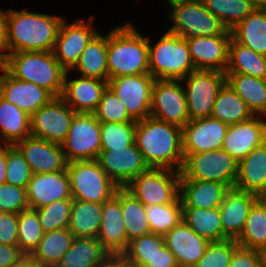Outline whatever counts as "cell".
Wrapping results in <instances>:
<instances>
[{
    "label": "cell",
    "instance_id": "6da1fadb",
    "mask_svg": "<svg viewBox=\"0 0 266 267\" xmlns=\"http://www.w3.org/2000/svg\"><path fill=\"white\" fill-rule=\"evenodd\" d=\"M2 58L8 53L54 50L64 17L49 14L7 10ZM10 51V52H9Z\"/></svg>",
    "mask_w": 266,
    "mask_h": 267
},
{
    "label": "cell",
    "instance_id": "7a4b0ae2",
    "mask_svg": "<svg viewBox=\"0 0 266 267\" xmlns=\"http://www.w3.org/2000/svg\"><path fill=\"white\" fill-rule=\"evenodd\" d=\"M135 144L149 168L181 172L184 154L180 127L146 117L136 121Z\"/></svg>",
    "mask_w": 266,
    "mask_h": 267
},
{
    "label": "cell",
    "instance_id": "3957f363",
    "mask_svg": "<svg viewBox=\"0 0 266 267\" xmlns=\"http://www.w3.org/2000/svg\"><path fill=\"white\" fill-rule=\"evenodd\" d=\"M109 80L149 72V37H143L130 23L107 33Z\"/></svg>",
    "mask_w": 266,
    "mask_h": 267
},
{
    "label": "cell",
    "instance_id": "277c9868",
    "mask_svg": "<svg viewBox=\"0 0 266 267\" xmlns=\"http://www.w3.org/2000/svg\"><path fill=\"white\" fill-rule=\"evenodd\" d=\"M3 67L16 79L35 83L61 97L66 70L55 59L53 51H27L8 53L3 58Z\"/></svg>",
    "mask_w": 266,
    "mask_h": 267
},
{
    "label": "cell",
    "instance_id": "5b68a950",
    "mask_svg": "<svg viewBox=\"0 0 266 267\" xmlns=\"http://www.w3.org/2000/svg\"><path fill=\"white\" fill-rule=\"evenodd\" d=\"M150 43L149 38V72L155 79L181 81L196 70L185 38L166 32Z\"/></svg>",
    "mask_w": 266,
    "mask_h": 267
},
{
    "label": "cell",
    "instance_id": "8992f818",
    "mask_svg": "<svg viewBox=\"0 0 266 267\" xmlns=\"http://www.w3.org/2000/svg\"><path fill=\"white\" fill-rule=\"evenodd\" d=\"M66 170L73 199L103 203L110 200L119 188L97 160L67 162Z\"/></svg>",
    "mask_w": 266,
    "mask_h": 267
},
{
    "label": "cell",
    "instance_id": "52a82bcc",
    "mask_svg": "<svg viewBox=\"0 0 266 267\" xmlns=\"http://www.w3.org/2000/svg\"><path fill=\"white\" fill-rule=\"evenodd\" d=\"M238 161L221 149L196 154H184L180 180H202L235 185Z\"/></svg>",
    "mask_w": 266,
    "mask_h": 267
},
{
    "label": "cell",
    "instance_id": "ba28073f",
    "mask_svg": "<svg viewBox=\"0 0 266 267\" xmlns=\"http://www.w3.org/2000/svg\"><path fill=\"white\" fill-rule=\"evenodd\" d=\"M170 19L174 25L167 31L182 38L225 35L229 30L213 15L202 0L171 6Z\"/></svg>",
    "mask_w": 266,
    "mask_h": 267
},
{
    "label": "cell",
    "instance_id": "9c48e42d",
    "mask_svg": "<svg viewBox=\"0 0 266 267\" xmlns=\"http://www.w3.org/2000/svg\"><path fill=\"white\" fill-rule=\"evenodd\" d=\"M181 172L149 168L132 179L124 188L145 206L173 203L180 193Z\"/></svg>",
    "mask_w": 266,
    "mask_h": 267
},
{
    "label": "cell",
    "instance_id": "30bf717a",
    "mask_svg": "<svg viewBox=\"0 0 266 267\" xmlns=\"http://www.w3.org/2000/svg\"><path fill=\"white\" fill-rule=\"evenodd\" d=\"M61 147L67 162L97 160L101 151L100 121L93 113H76Z\"/></svg>",
    "mask_w": 266,
    "mask_h": 267
},
{
    "label": "cell",
    "instance_id": "8fae6325",
    "mask_svg": "<svg viewBox=\"0 0 266 267\" xmlns=\"http://www.w3.org/2000/svg\"><path fill=\"white\" fill-rule=\"evenodd\" d=\"M184 87L190 120L210 117L219 90L226 83L225 73L216 70H194L181 82Z\"/></svg>",
    "mask_w": 266,
    "mask_h": 267
},
{
    "label": "cell",
    "instance_id": "7c38bea8",
    "mask_svg": "<svg viewBox=\"0 0 266 267\" xmlns=\"http://www.w3.org/2000/svg\"><path fill=\"white\" fill-rule=\"evenodd\" d=\"M180 83V80H155L150 116L182 129L190 117L185 91Z\"/></svg>",
    "mask_w": 266,
    "mask_h": 267
},
{
    "label": "cell",
    "instance_id": "4fadbf2b",
    "mask_svg": "<svg viewBox=\"0 0 266 267\" xmlns=\"http://www.w3.org/2000/svg\"><path fill=\"white\" fill-rule=\"evenodd\" d=\"M155 80L150 73L119 76L110 79L108 87L123 101L129 116L140 121L150 116Z\"/></svg>",
    "mask_w": 266,
    "mask_h": 267
},
{
    "label": "cell",
    "instance_id": "5bb4252c",
    "mask_svg": "<svg viewBox=\"0 0 266 267\" xmlns=\"http://www.w3.org/2000/svg\"><path fill=\"white\" fill-rule=\"evenodd\" d=\"M75 114L61 97H54L31 115V136L61 144L69 133Z\"/></svg>",
    "mask_w": 266,
    "mask_h": 267
},
{
    "label": "cell",
    "instance_id": "9a60e30c",
    "mask_svg": "<svg viewBox=\"0 0 266 267\" xmlns=\"http://www.w3.org/2000/svg\"><path fill=\"white\" fill-rule=\"evenodd\" d=\"M93 18L90 22L77 20L68 24L64 19L61 23L53 53L66 71L74 69L87 44L98 33L91 25Z\"/></svg>",
    "mask_w": 266,
    "mask_h": 267
},
{
    "label": "cell",
    "instance_id": "2e32d148",
    "mask_svg": "<svg viewBox=\"0 0 266 267\" xmlns=\"http://www.w3.org/2000/svg\"><path fill=\"white\" fill-rule=\"evenodd\" d=\"M97 161L119 187H125L132 179L149 169L135 143L127 148L101 150Z\"/></svg>",
    "mask_w": 266,
    "mask_h": 267
},
{
    "label": "cell",
    "instance_id": "e0dca14e",
    "mask_svg": "<svg viewBox=\"0 0 266 267\" xmlns=\"http://www.w3.org/2000/svg\"><path fill=\"white\" fill-rule=\"evenodd\" d=\"M229 125L206 117L190 120L181 129L183 154H196L221 149Z\"/></svg>",
    "mask_w": 266,
    "mask_h": 267
},
{
    "label": "cell",
    "instance_id": "ac0fdd59",
    "mask_svg": "<svg viewBox=\"0 0 266 267\" xmlns=\"http://www.w3.org/2000/svg\"><path fill=\"white\" fill-rule=\"evenodd\" d=\"M0 96L30 116L48 104L54 96L35 83L13 77L4 67L0 70Z\"/></svg>",
    "mask_w": 266,
    "mask_h": 267
},
{
    "label": "cell",
    "instance_id": "d6986e66",
    "mask_svg": "<svg viewBox=\"0 0 266 267\" xmlns=\"http://www.w3.org/2000/svg\"><path fill=\"white\" fill-rule=\"evenodd\" d=\"M231 38L229 30L225 35L186 39L195 69L225 73Z\"/></svg>",
    "mask_w": 266,
    "mask_h": 267
},
{
    "label": "cell",
    "instance_id": "ffe728a7",
    "mask_svg": "<svg viewBox=\"0 0 266 267\" xmlns=\"http://www.w3.org/2000/svg\"><path fill=\"white\" fill-rule=\"evenodd\" d=\"M15 146L24 155L32 174H46L66 169L67 161L61 144L29 136L18 141Z\"/></svg>",
    "mask_w": 266,
    "mask_h": 267
},
{
    "label": "cell",
    "instance_id": "44dd1931",
    "mask_svg": "<svg viewBox=\"0 0 266 267\" xmlns=\"http://www.w3.org/2000/svg\"><path fill=\"white\" fill-rule=\"evenodd\" d=\"M30 209H39L61 199H73L67 170L46 174H32L27 188Z\"/></svg>",
    "mask_w": 266,
    "mask_h": 267
},
{
    "label": "cell",
    "instance_id": "7402d4cb",
    "mask_svg": "<svg viewBox=\"0 0 266 267\" xmlns=\"http://www.w3.org/2000/svg\"><path fill=\"white\" fill-rule=\"evenodd\" d=\"M264 116L254 115L250 119L229 125L222 149L238 162L254 148L266 141Z\"/></svg>",
    "mask_w": 266,
    "mask_h": 267
},
{
    "label": "cell",
    "instance_id": "603a6c76",
    "mask_svg": "<svg viewBox=\"0 0 266 267\" xmlns=\"http://www.w3.org/2000/svg\"><path fill=\"white\" fill-rule=\"evenodd\" d=\"M163 237L165 246L174 254L179 267H194L210 243L183 220Z\"/></svg>",
    "mask_w": 266,
    "mask_h": 267
},
{
    "label": "cell",
    "instance_id": "cb8c5ba5",
    "mask_svg": "<svg viewBox=\"0 0 266 267\" xmlns=\"http://www.w3.org/2000/svg\"><path fill=\"white\" fill-rule=\"evenodd\" d=\"M70 71H66L61 98L76 113H93L108 87V81L82 77L68 80Z\"/></svg>",
    "mask_w": 266,
    "mask_h": 267
},
{
    "label": "cell",
    "instance_id": "d4e9b609",
    "mask_svg": "<svg viewBox=\"0 0 266 267\" xmlns=\"http://www.w3.org/2000/svg\"><path fill=\"white\" fill-rule=\"evenodd\" d=\"M256 201V194L235 186L226 190L224 200L219 206V213L223 232L230 239L236 240L240 236L249 211Z\"/></svg>",
    "mask_w": 266,
    "mask_h": 267
},
{
    "label": "cell",
    "instance_id": "484cf974",
    "mask_svg": "<svg viewBox=\"0 0 266 267\" xmlns=\"http://www.w3.org/2000/svg\"><path fill=\"white\" fill-rule=\"evenodd\" d=\"M101 214L97 240L112 257H120L128 246L120 201L113 196L103 202Z\"/></svg>",
    "mask_w": 266,
    "mask_h": 267
},
{
    "label": "cell",
    "instance_id": "4316f807",
    "mask_svg": "<svg viewBox=\"0 0 266 267\" xmlns=\"http://www.w3.org/2000/svg\"><path fill=\"white\" fill-rule=\"evenodd\" d=\"M229 187L224 183L202 180H180L182 207L216 208Z\"/></svg>",
    "mask_w": 266,
    "mask_h": 267
},
{
    "label": "cell",
    "instance_id": "83f0119b",
    "mask_svg": "<svg viewBox=\"0 0 266 267\" xmlns=\"http://www.w3.org/2000/svg\"><path fill=\"white\" fill-rule=\"evenodd\" d=\"M111 258L97 238L74 237L55 267H104Z\"/></svg>",
    "mask_w": 266,
    "mask_h": 267
},
{
    "label": "cell",
    "instance_id": "f1b7e54d",
    "mask_svg": "<svg viewBox=\"0 0 266 267\" xmlns=\"http://www.w3.org/2000/svg\"><path fill=\"white\" fill-rule=\"evenodd\" d=\"M234 186L256 195L266 189V141L238 162Z\"/></svg>",
    "mask_w": 266,
    "mask_h": 267
},
{
    "label": "cell",
    "instance_id": "f546056e",
    "mask_svg": "<svg viewBox=\"0 0 266 267\" xmlns=\"http://www.w3.org/2000/svg\"><path fill=\"white\" fill-rule=\"evenodd\" d=\"M226 83L246 103L253 115L266 118V79L240 73H225Z\"/></svg>",
    "mask_w": 266,
    "mask_h": 267
},
{
    "label": "cell",
    "instance_id": "4dcf8cb0",
    "mask_svg": "<svg viewBox=\"0 0 266 267\" xmlns=\"http://www.w3.org/2000/svg\"><path fill=\"white\" fill-rule=\"evenodd\" d=\"M182 220L199 236L209 242L230 239L224 232L221 224L219 207L194 208L182 207Z\"/></svg>",
    "mask_w": 266,
    "mask_h": 267
},
{
    "label": "cell",
    "instance_id": "1f68e13d",
    "mask_svg": "<svg viewBox=\"0 0 266 267\" xmlns=\"http://www.w3.org/2000/svg\"><path fill=\"white\" fill-rule=\"evenodd\" d=\"M31 116L0 96V144L15 145L31 136Z\"/></svg>",
    "mask_w": 266,
    "mask_h": 267
},
{
    "label": "cell",
    "instance_id": "d6a6232c",
    "mask_svg": "<svg viewBox=\"0 0 266 267\" xmlns=\"http://www.w3.org/2000/svg\"><path fill=\"white\" fill-rule=\"evenodd\" d=\"M82 77L97 78L108 81L107 35L97 33L83 50L74 66Z\"/></svg>",
    "mask_w": 266,
    "mask_h": 267
},
{
    "label": "cell",
    "instance_id": "836d02e7",
    "mask_svg": "<svg viewBox=\"0 0 266 267\" xmlns=\"http://www.w3.org/2000/svg\"><path fill=\"white\" fill-rule=\"evenodd\" d=\"M230 31L234 41L266 56V10H254Z\"/></svg>",
    "mask_w": 266,
    "mask_h": 267
},
{
    "label": "cell",
    "instance_id": "e575fe53",
    "mask_svg": "<svg viewBox=\"0 0 266 267\" xmlns=\"http://www.w3.org/2000/svg\"><path fill=\"white\" fill-rule=\"evenodd\" d=\"M114 196L121 203L127 242L151 233L146 206L124 187H119Z\"/></svg>",
    "mask_w": 266,
    "mask_h": 267
},
{
    "label": "cell",
    "instance_id": "d590c367",
    "mask_svg": "<svg viewBox=\"0 0 266 267\" xmlns=\"http://www.w3.org/2000/svg\"><path fill=\"white\" fill-rule=\"evenodd\" d=\"M102 203L73 199L69 231L74 237L97 238L101 225Z\"/></svg>",
    "mask_w": 266,
    "mask_h": 267
},
{
    "label": "cell",
    "instance_id": "8d00e7d4",
    "mask_svg": "<svg viewBox=\"0 0 266 267\" xmlns=\"http://www.w3.org/2000/svg\"><path fill=\"white\" fill-rule=\"evenodd\" d=\"M73 239L68 228L46 232L31 255L40 267H55L70 248Z\"/></svg>",
    "mask_w": 266,
    "mask_h": 267
},
{
    "label": "cell",
    "instance_id": "74e56055",
    "mask_svg": "<svg viewBox=\"0 0 266 267\" xmlns=\"http://www.w3.org/2000/svg\"><path fill=\"white\" fill-rule=\"evenodd\" d=\"M225 73H240L266 79V56L231 38Z\"/></svg>",
    "mask_w": 266,
    "mask_h": 267
},
{
    "label": "cell",
    "instance_id": "f35d334b",
    "mask_svg": "<svg viewBox=\"0 0 266 267\" xmlns=\"http://www.w3.org/2000/svg\"><path fill=\"white\" fill-rule=\"evenodd\" d=\"M253 116L246 103L225 83L218 92L210 117L227 125H233L246 121Z\"/></svg>",
    "mask_w": 266,
    "mask_h": 267
},
{
    "label": "cell",
    "instance_id": "ab89813d",
    "mask_svg": "<svg viewBox=\"0 0 266 267\" xmlns=\"http://www.w3.org/2000/svg\"><path fill=\"white\" fill-rule=\"evenodd\" d=\"M236 243L241 247L258 251L266 247V211L258 201L251 207Z\"/></svg>",
    "mask_w": 266,
    "mask_h": 267
},
{
    "label": "cell",
    "instance_id": "60d3db41",
    "mask_svg": "<svg viewBox=\"0 0 266 267\" xmlns=\"http://www.w3.org/2000/svg\"><path fill=\"white\" fill-rule=\"evenodd\" d=\"M165 245L164 237L155 233L142 235L128 242L120 258L133 267H144Z\"/></svg>",
    "mask_w": 266,
    "mask_h": 267
},
{
    "label": "cell",
    "instance_id": "b9f144b4",
    "mask_svg": "<svg viewBox=\"0 0 266 267\" xmlns=\"http://www.w3.org/2000/svg\"><path fill=\"white\" fill-rule=\"evenodd\" d=\"M146 215L151 233L164 236L182 221L180 196L173 203L146 206Z\"/></svg>",
    "mask_w": 266,
    "mask_h": 267
},
{
    "label": "cell",
    "instance_id": "7bdbcfd3",
    "mask_svg": "<svg viewBox=\"0 0 266 267\" xmlns=\"http://www.w3.org/2000/svg\"><path fill=\"white\" fill-rule=\"evenodd\" d=\"M205 7L228 29H233L255 9L248 0H202Z\"/></svg>",
    "mask_w": 266,
    "mask_h": 267
},
{
    "label": "cell",
    "instance_id": "ee69618b",
    "mask_svg": "<svg viewBox=\"0 0 266 267\" xmlns=\"http://www.w3.org/2000/svg\"><path fill=\"white\" fill-rule=\"evenodd\" d=\"M101 150L127 148L135 143L136 122H100Z\"/></svg>",
    "mask_w": 266,
    "mask_h": 267
},
{
    "label": "cell",
    "instance_id": "f6af8a7d",
    "mask_svg": "<svg viewBox=\"0 0 266 267\" xmlns=\"http://www.w3.org/2000/svg\"><path fill=\"white\" fill-rule=\"evenodd\" d=\"M43 234L36 210L29 208L18 213V247L25 254L33 253Z\"/></svg>",
    "mask_w": 266,
    "mask_h": 267
},
{
    "label": "cell",
    "instance_id": "bcb514c9",
    "mask_svg": "<svg viewBox=\"0 0 266 267\" xmlns=\"http://www.w3.org/2000/svg\"><path fill=\"white\" fill-rule=\"evenodd\" d=\"M73 199H61L36 209L44 233L68 227Z\"/></svg>",
    "mask_w": 266,
    "mask_h": 267
},
{
    "label": "cell",
    "instance_id": "7dc6e473",
    "mask_svg": "<svg viewBox=\"0 0 266 267\" xmlns=\"http://www.w3.org/2000/svg\"><path fill=\"white\" fill-rule=\"evenodd\" d=\"M93 114L100 122H136L129 116L123 101L109 87L103 92Z\"/></svg>",
    "mask_w": 266,
    "mask_h": 267
},
{
    "label": "cell",
    "instance_id": "c3c4849f",
    "mask_svg": "<svg viewBox=\"0 0 266 267\" xmlns=\"http://www.w3.org/2000/svg\"><path fill=\"white\" fill-rule=\"evenodd\" d=\"M6 183L27 188L32 172L24 155L15 145H7Z\"/></svg>",
    "mask_w": 266,
    "mask_h": 267
},
{
    "label": "cell",
    "instance_id": "681fc988",
    "mask_svg": "<svg viewBox=\"0 0 266 267\" xmlns=\"http://www.w3.org/2000/svg\"><path fill=\"white\" fill-rule=\"evenodd\" d=\"M237 246L235 239L210 242L194 267H229L233 251Z\"/></svg>",
    "mask_w": 266,
    "mask_h": 267
},
{
    "label": "cell",
    "instance_id": "f907efd6",
    "mask_svg": "<svg viewBox=\"0 0 266 267\" xmlns=\"http://www.w3.org/2000/svg\"><path fill=\"white\" fill-rule=\"evenodd\" d=\"M27 209L26 188L6 182L0 185V212L18 214Z\"/></svg>",
    "mask_w": 266,
    "mask_h": 267
},
{
    "label": "cell",
    "instance_id": "816d5d0a",
    "mask_svg": "<svg viewBox=\"0 0 266 267\" xmlns=\"http://www.w3.org/2000/svg\"><path fill=\"white\" fill-rule=\"evenodd\" d=\"M0 243L18 246V214L0 212Z\"/></svg>",
    "mask_w": 266,
    "mask_h": 267
},
{
    "label": "cell",
    "instance_id": "f5cc1de1",
    "mask_svg": "<svg viewBox=\"0 0 266 267\" xmlns=\"http://www.w3.org/2000/svg\"><path fill=\"white\" fill-rule=\"evenodd\" d=\"M229 267H264L262 252L237 246Z\"/></svg>",
    "mask_w": 266,
    "mask_h": 267
},
{
    "label": "cell",
    "instance_id": "db71d44e",
    "mask_svg": "<svg viewBox=\"0 0 266 267\" xmlns=\"http://www.w3.org/2000/svg\"><path fill=\"white\" fill-rule=\"evenodd\" d=\"M144 267H179L174 254L164 245Z\"/></svg>",
    "mask_w": 266,
    "mask_h": 267
},
{
    "label": "cell",
    "instance_id": "11a10c76",
    "mask_svg": "<svg viewBox=\"0 0 266 267\" xmlns=\"http://www.w3.org/2000/svg\"><path fill=\"white\" fill-rule=\"evenodd\" d=\"M24 255L25 253L18 246L0 243V267H9Z\"/></svg>",
    "mask_w": 266,
    "mask_h": 267
},
{
    "label": "cell",
    "instance_id": "9f6ffc18",
    "mask_svg": "<svg viewBox=\"0 0 266 267\" xmlns=\"http://www.w3.org/2000/svg\"><path fill=\"white\" fill-rule=\"evenodd\" d=\"M7 145L0 144V185L5 183L7 168Z\"/></svg>",
    "mask_w": 266,
    "mask_h": 267
},
{
    "label": "cell",
    "instance_id": "6f0895ef",
    "mask_svg": "<svg viewBox=\"0 0 266 267\" xmlns=\"http://www.w3.org/2000/svg\"><path fill=\"white\" fill-rule=\"evenodd\" d=\"M9 267H40L31 254H25Z\"/></svg>",
    "mask_w": 266,
    "mask_h": 267
},
{
    "label": "cell",
    "instance_id": "680465c9",
    "mask_svg": "<svg viewBox=\"0 0 266 267\" xmlns=\"http://www.w3.org/2000/svg\"><path fill=\"white\" fill-rule=\"evenodd\" d=\"M6 13L2 9H0V51H2L5 39V18Z\"/></svg>",
    "mask_w": 266,
    "mask_h": 267
},
{
    "label": "cell",
    "instance_id": "91938a15",
    "mask_svg": "<svg viewBox=\"0 0 266 267\" xmlns=\"http://www.w3.org/2000/svg\"><path fill=\"white\" fill-rule=\"evenodd\" d=\"M104 267H133L124 262L120 257H112Z\"/></svg>",
    "mask_w": 266,
    "mask_h": 267
},
{
    "label": "cell",
    "instance_id": "94428289",
    "mask_svg": "<svg viewBox=\"0 0 266 267\" xmlns=\"http://www.w3.org/2000/svg\"><path fill=\"white\" fill-rule=\"evenodd\" d=\"M255 10H266V0H250Z\"/></svg>",
    "mask_w": 266,
    "mask_h": 267
},
{
    "label": "cell",
    "instance_id": "6125c7cd",
    "mask_svg": "<svg viewBox=\"0 0 266 267\" xmlns=\"http://www.w3.org/2000/svg\"><path fill=\"white\" fill-rule=\"evenodd\" d=\"M257 201L266 211V189L257 194Z\"/></svg>",
    "mask_w": 266,
    "mask_h": 267
},
{
    "label": "cell",
    "instance_id": "be15d7a7",
    "mask_svg": "<svg viewBox=\"0 0 266 267\" xmlns=\"http://www.w3.org/2000/svg\"><path fill=\"white\" fill-rule=\"evenodd\" d=\"M190 1H193V0H168V3L170 6H173L179 3H185V2H190Z\"/></svg>",
    "mask_w": 266,
    "mask_h": 267
},
{
    "label": "cell",
    "instance_id": "e7e4bbea",
    "mask_svg": "<svg viewBox=\"0 0 266 267\" xmlns=\"http://www.w3.org/2000/svg\"><path fill=\"white\" fill-rule=\"evenodd\" d=\"M261 252H262L264 267H266V247Z\"/></svg>",
    "mask_w": 266,
    "mask_h": 267
},
{
    "label": "cell",
    "instance_id": "03108f58",
    "mask_svg": "<svg viewBox=\"0 0 266 267\" xmlns=\"http://www.w3.org/2000/svg\"><path fill=\"white\" fill-rule=\"evenodd\" d=\"M2 67H3V58H2V55H1V52H0V70H1Z\"/></svg>",
    "mask_w": 266,
    "mask_h": 267
}]
</instances>
